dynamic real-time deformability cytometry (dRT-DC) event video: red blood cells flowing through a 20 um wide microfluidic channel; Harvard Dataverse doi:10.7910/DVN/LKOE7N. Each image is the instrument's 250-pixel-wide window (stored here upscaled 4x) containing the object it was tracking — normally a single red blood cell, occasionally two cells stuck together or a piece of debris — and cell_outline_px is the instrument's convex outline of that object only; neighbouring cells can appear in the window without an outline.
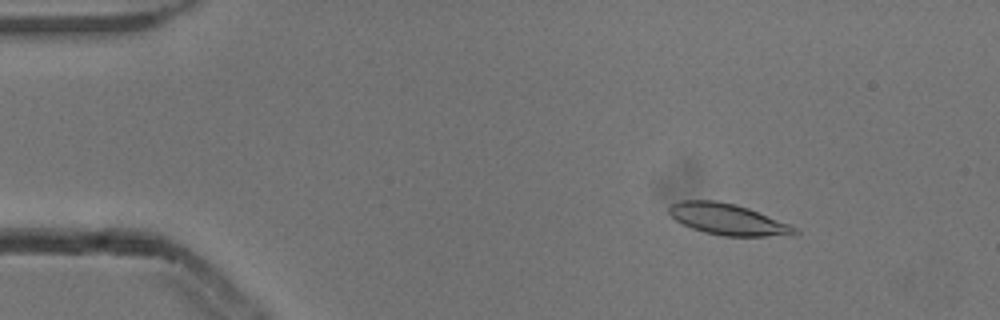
{"species": "common noctule bat (a hibernating species)", "species_latin": "Nyctalus noctula", "temperature_condition": "cold", "stored_images_in_passage": 5, "camera_frame_rate_fps": 3000, "um_per_image_px": 0.085, "animal": {"sex": "male", "body_mass_g": 13.3}, "frame": {"image": 1, "passage_image": 3, "time_ms": 0.667, "image_size_px": [1000, 320], "cell_outline_px": [[800, 232], [796, 236], [724, 236], [704, 232], [692, 228], [676, 220], [668, 212], [668, 208], [672, 204], [680, 200], [716, 200], [736, 204], [748, 208], [792, 224], [800, 228]], "centroid_in_image_um": [61.97, 18.65], "position_along_channel_um": 23.0, "area_um2": 23.24}}